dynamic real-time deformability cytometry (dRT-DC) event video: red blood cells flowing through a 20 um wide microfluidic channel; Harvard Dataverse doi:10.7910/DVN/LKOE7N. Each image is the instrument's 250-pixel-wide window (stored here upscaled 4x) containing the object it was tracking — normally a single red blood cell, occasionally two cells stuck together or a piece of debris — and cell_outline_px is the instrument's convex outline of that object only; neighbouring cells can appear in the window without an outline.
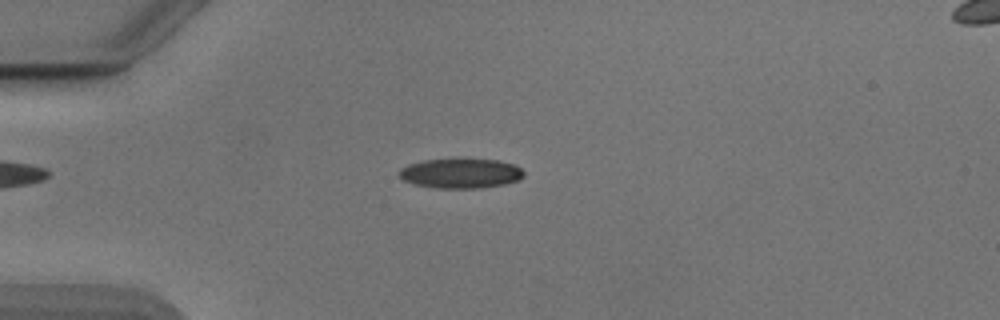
{"species": "Egyptian fruit bat (a non-hibernating species)", "species_latin": "Rousettus aegyptiacus", "temperature_condition": "cold", "stored_images_in_passage": 53, "camera_frame_rate_fps": 3000, "um_per_image_px": 0.085, "animal": {"sex": "male"}, "frame": {"image": 1, "passage_image": 14, "time_ms": 4.333, "image_size_px": [1000, 320], "cell_outline_px": [[524, 176], [520, 180], [504, 184], [480, 188], [436, 188], [416, 184], [404, 180], [400, 176], [400, 168], [408, 164], [424, 160], [496, 160], [516, 164], [524, 172]], "centroid_in_image_um": [39.2, 14.74], "position_along_channel_um": 45.8, "area_um2": 21.33}}
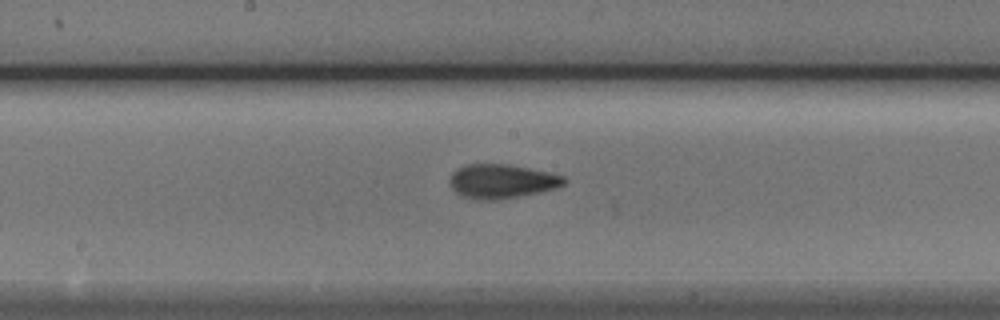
{"frame": {"image": 2, "passage_image": 28, "time_ms": 9.0, "image_size_px": [1000, 320], "cell_outline_px": [[568, 180], [564, 184], [556, 188], [496, 200], [476, 200], [464, 196], [456, 192], [448, 184], [452, 172], [468, 164], [508, 164], [548, 172], [564, 176]], "centroid_in_image_um": [42.63, 15.4], "position_along_channel_um": 205.6, "area_um2": 22.48}}
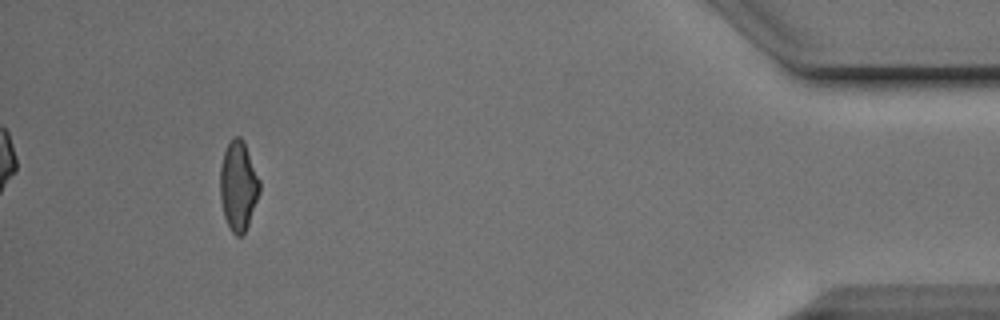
{"frame": {"image": 3, "passage_image": 49, "time_ms": 16.0, "image_size_px": [1000, 320], "cell_outline_px": [[260, 192], [248, 224], [244, 232], [240, 236], [236, 236], [232, 232], [224, 216], [220, 196], [220, 168], [224, 152], [232, 136], [240, 136], [244, 140], [260, 180]], "centroid_in_image_um": [20.26, 15.76], "position_along_channel_um": 414.9, "area_um2": 20.58}, "authors_computed_cell_mechanics": {"area_um2": 21.3282, "velocity_mm_per_s": 3.894, "shape_relaxation_time_tau1_ms": 3.5359, "shape_relaxation_time_tau2_ms": 2.2427, "deformation_change_tau1": 0.1353, "deformation_change_tau2": 0.0816}}